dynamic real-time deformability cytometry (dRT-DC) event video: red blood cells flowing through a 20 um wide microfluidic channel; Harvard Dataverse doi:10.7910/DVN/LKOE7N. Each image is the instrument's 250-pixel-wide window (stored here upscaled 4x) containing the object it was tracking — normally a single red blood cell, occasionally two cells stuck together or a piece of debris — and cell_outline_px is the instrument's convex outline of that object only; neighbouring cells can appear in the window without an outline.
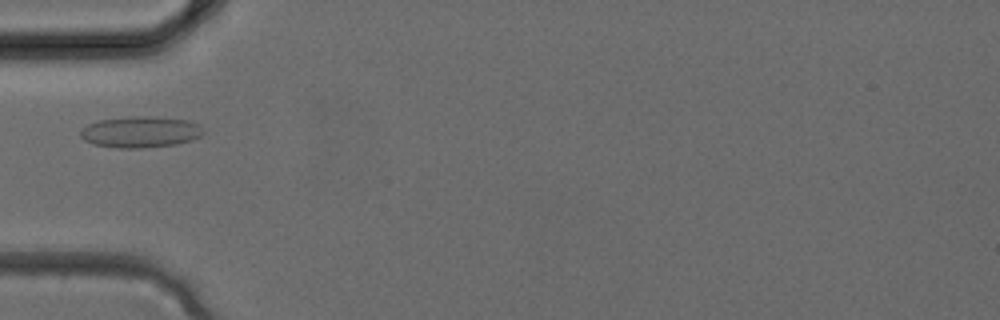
{"species": "common noctule bat (a hibernating species)", "species_latin": "Nyctalus noctula", "temperature_condition": "cold", "stored_images_in_passage": 1, "camera_frame_rate_fps": 3000, "um_per_image_px": 0.085, "animal": {"sex": "female", "body_mass_g": 24.6, "forearm_length_mm": 56.2}, "frame": {"image": 1, "passage_image": 1, "time_ms": 0.0, "image_size_px": [1000, 320], "cell_outline_px": [[204, 132], [200, 136], [192, 140], [176, 144], [144, 148], [120, 148], [92, 144], [84, 140], [80, 136], [80, 132], [88, 124], [100, 120], [132, 116], [148, 116], [188, 120], [200, 124], [204, 128]], "centroid_in_image_um": [11.97, 11.22], "position_along_channel_um": 73.0, "area_um2": 22.43}}